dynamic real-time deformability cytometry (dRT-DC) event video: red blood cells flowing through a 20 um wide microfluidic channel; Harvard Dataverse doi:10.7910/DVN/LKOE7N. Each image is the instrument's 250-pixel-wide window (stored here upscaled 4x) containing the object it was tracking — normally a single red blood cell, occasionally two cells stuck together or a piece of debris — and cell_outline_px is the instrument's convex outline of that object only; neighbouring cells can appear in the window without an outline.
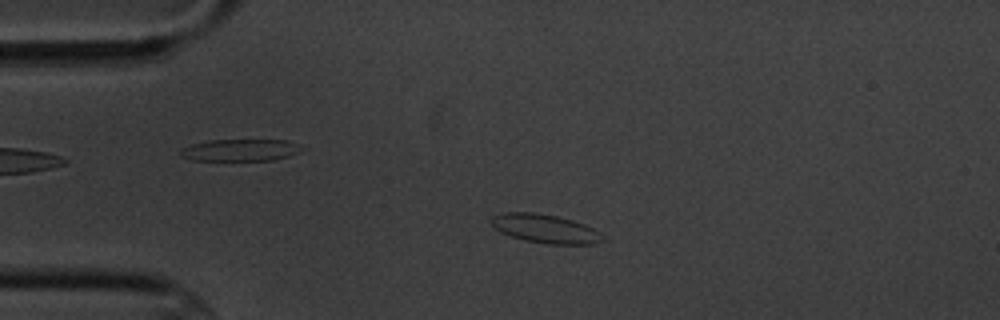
{"species": "common noctule bat (a hibernating species)", "species_latin": "Nyctalus noctula", "temperature_condition": "cold", "stored_images_in_passage": 4, "camera_frame_rate_fps": 3000, "um_per_image_px": 0.085, "animal": {"sex": "male", "body_mass_g": 20.1, "forearm_length_mm": 53.5}, "frame": {"image": 1, "passage_image": 3, "time_ms": 2.333, "image_size_px": [1000, 320], "cell_outline_px": [[604, 240], [596, 244], [548, 244], [524, 240], [500, 232], [492, 224], [492, 216], [504, 212], [532, 212], [556, 216], [572, 220], [584, 224], [600, 232]], "centroid_in_image_um": [46.36, 19.44], "position_along_channel_um": 38.6, "area_um2": 18.5}}